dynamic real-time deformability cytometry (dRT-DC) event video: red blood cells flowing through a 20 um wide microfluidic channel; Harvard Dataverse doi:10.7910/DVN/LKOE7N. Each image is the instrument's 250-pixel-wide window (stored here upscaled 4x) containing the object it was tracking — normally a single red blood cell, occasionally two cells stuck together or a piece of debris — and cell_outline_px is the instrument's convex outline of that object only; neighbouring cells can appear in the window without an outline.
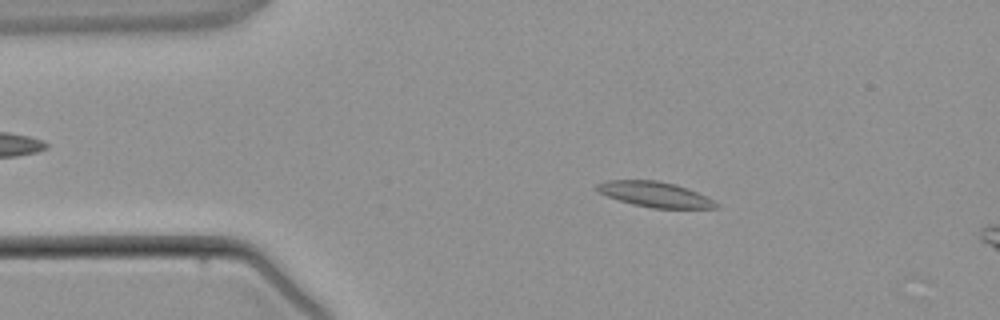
{"species": "common noctule bat (a hibernating species)", "species_latin": "Nyctalus noctula", "temperature_condition": "warm", "stored_images_in_passage": 3, "camera_frame_rate_fps": 3000, "um_per_image_px": 0.085, "animal": {"sex": "male", "body_mass_g": 21.5, "forearm_length_mm": 52.0}, "frame": {"image": 1, "passage_image": 2, "time_ms": 1.333, "image_size_px": [1000, 320], "cell_outline_px": [[720, 208], [652, 208], [632, 204], [608, 196], [600, 192], [596, 188], [596, 184], [608, 180], [656, 180], [676, 184], [688, 188], [720, 204]], "centroid_in_image_um": [55.69, 16.52], "position_along_channel_um": 29.3, "area_um2": 17.4}}